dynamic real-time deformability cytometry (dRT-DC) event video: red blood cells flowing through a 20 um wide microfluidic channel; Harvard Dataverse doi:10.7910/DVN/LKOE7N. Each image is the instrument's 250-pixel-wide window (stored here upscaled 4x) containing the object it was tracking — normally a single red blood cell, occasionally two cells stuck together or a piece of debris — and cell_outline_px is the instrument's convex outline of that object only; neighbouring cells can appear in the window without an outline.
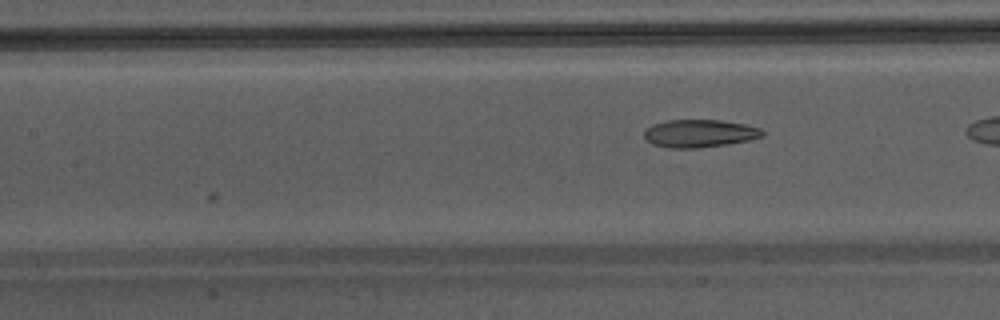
{"species": "Egyptian fruit bat (a non-hibernating species)", "species_latin": "Rousettus aegyptiacus", "temperature_condition": "warm", "stored_images_in_passage": 6, "camera_frame_rate_fps": 3000, "um_per_image_px": 0.085, "animal": {"sex": "male"}, "frame": {"image": 1, "passage_image": 6, "time_ms": 1.667, "image_size_px": [1000, 320], "cell_outline_px": [[764, 136], [748, 140], [728, 144], [696, 148], [668, 148], [652, 144], [644, 136], [644, 132], [652, 124], [668, 120], [720, 120], [744, 124], [760, 128], [764, 132]], "centroid_in_image_um": [59.46, 11.34], "position_along_channel_um": 147.9, "area_um2": 19.07}}